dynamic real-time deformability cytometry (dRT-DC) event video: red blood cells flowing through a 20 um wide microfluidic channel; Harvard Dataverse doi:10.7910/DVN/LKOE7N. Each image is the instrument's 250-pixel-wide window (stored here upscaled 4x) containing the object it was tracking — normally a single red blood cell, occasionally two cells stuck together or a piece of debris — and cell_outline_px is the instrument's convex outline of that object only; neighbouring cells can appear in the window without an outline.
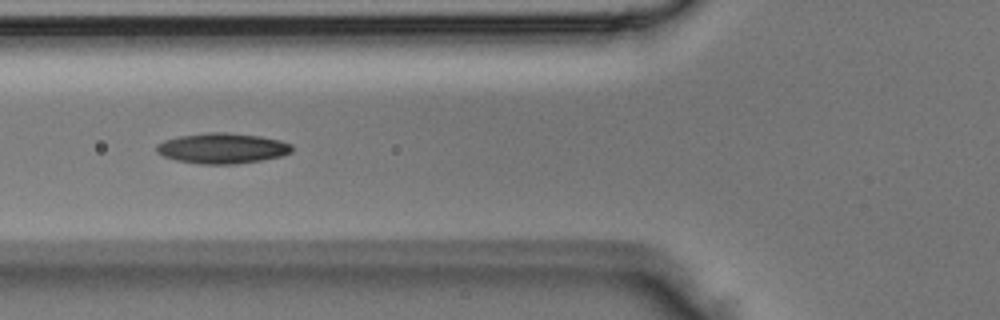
{"species": "Egyptian fruit bat (a non-hibernating species)", "species_latin": "Rousettus aegyptiacus", "temperature_condition": "room temperature", "stored_images_in_passage": 5, "camera_frame_rate_fps": 3000, "um_per_image_px": 0.085, "animal": {"sex": "male"}, "frame": {"image": 1, "passage_image": 5, "time_ms": 1.333, "image_size_px": [1000, 320], "cell_outline_px": [[292, 152], [280, 156], [260, 160], [236, 164], [196, 164], [176, 160], [164, 156], [156, 152], [156, 144], [164, 140], [180, 136], [208, 132], [228, 132], [260, 136], [280, 140], [292, 144]], "centroid_in_image_um": [18.88, 12.6], "position_along_channel_um": 106.9, "area_um2": 24.1}}